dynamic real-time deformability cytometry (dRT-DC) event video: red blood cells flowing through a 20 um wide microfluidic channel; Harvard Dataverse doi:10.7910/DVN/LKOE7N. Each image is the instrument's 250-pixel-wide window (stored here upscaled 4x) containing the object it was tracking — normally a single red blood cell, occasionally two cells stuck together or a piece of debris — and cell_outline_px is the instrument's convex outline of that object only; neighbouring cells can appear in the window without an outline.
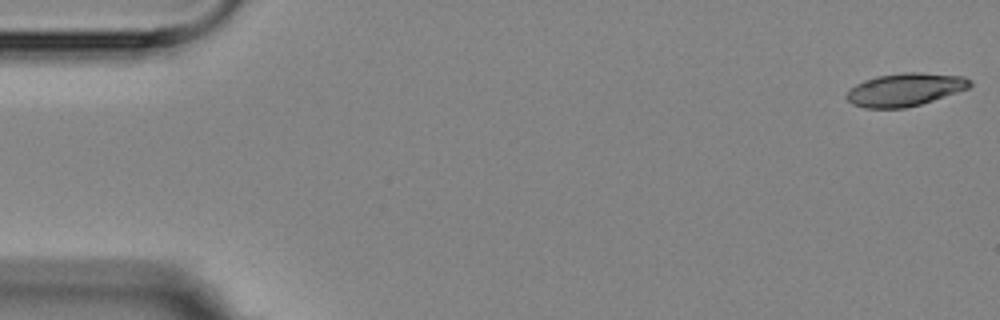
{"species": "Egyptian fruit bat (a non-hibernating species)", "species_latin": "Rousettus aegyptiacus", "temperature_condition": "room temperature", "stored_images_in_passage": 7, "camera_frame_rate_fps": 3000, "um_per_image_px": 0.085, "animal": {"sex": "female"}, "frame": {"image": 1, "passage_image": 1, "time_ms": 0.0, "image_size_px": [1000, 320], "cell_outline_px": [[972, 84], [968, 88], [920, 104], [904, 108], [864, 108], [852, 104], [844, 96], [856, 84], [864, 80], [876, 76], [904, 72], [920, 72], [964, 76], [972, 80]], "centroid_in_image_um": [76.91, 7.61], "position_along_channel_um": 8.1, "area_um2": 23.58}}
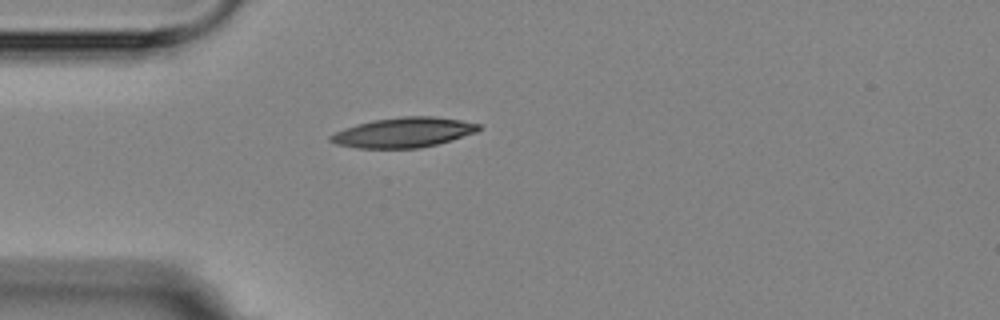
{"frame": {"image": 2, "passage_image": 5, "time_ms": 4.667, "image_size_px": [1000, 320], "cell_outline_px": [[480, 128], [476, 132], [436, 144], [420, 148], [356, 148], [336, 144], [328, 140], [328, 136], [344, 128], [356, 124], [372, 120], [400, 116], [436, 116], [460, 120], [480, 124]], "centroid_in_image_um": [34.25, 11.25], "position_along_channel_um": 50.7, "area_um2": 25.84}}
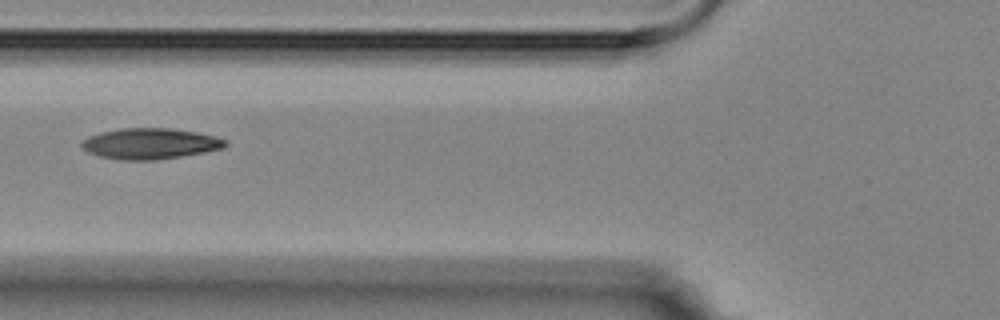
{"frame": {"image": 3, "passage_image": 7, "time_ms": 6.667, "image_size_px": [1000, 320], "cell_outline_px": [[228, 144], [224, 148], [204, 152], [156, 160], [120, 160], [100, 156], [88, 152], [80, 144], [80, 140], [88, 136], [100, 132], [120, 128], [168, 128], [196, 132], [216, 136], [228, 140]], "centroid_in_image_um": [12.75, 12.2], "position_along_channel_um": 113.0, "area_um2": 25.95}}